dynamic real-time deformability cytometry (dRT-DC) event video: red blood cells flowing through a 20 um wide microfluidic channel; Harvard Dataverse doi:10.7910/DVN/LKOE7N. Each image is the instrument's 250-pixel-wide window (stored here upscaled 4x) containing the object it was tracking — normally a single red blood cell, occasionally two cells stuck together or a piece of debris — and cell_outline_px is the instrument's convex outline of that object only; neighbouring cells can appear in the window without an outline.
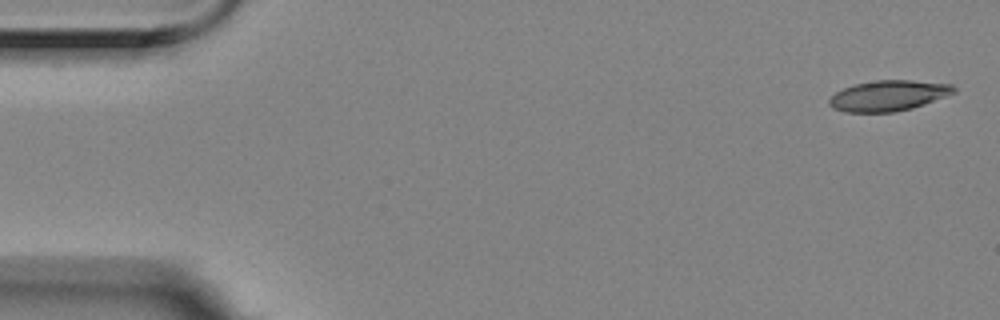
{"species": "Egyptian fruit bat (a non-hibernating species)", "species_latin": "Rousettus aegyptiacus", "temperature_condition": "room temperature", "stored_images_in_passage": 5, "camera_frame_rate_fps": 3000, "um_per_image_px": 0.085, "animal": {"sex": "female"}, "frame": {"image": 1, "passage_image": 1, "time_ms": 0.0, "image_size_px": [1000, 320], "cell_outline_px": [[956, 92], [924, 104], [912, 108], [892, 112], [844, 112], [832, 108], [828, 104], [828, 100], [836, 92], [844, 88], [856, 84], [876, 80], [912, 80], [952, 84], [956, 88]], "centroid_in_image_um": [75.51, 8.13], "position_along_channel_um": 9.5, "area_um2": 22.14}}
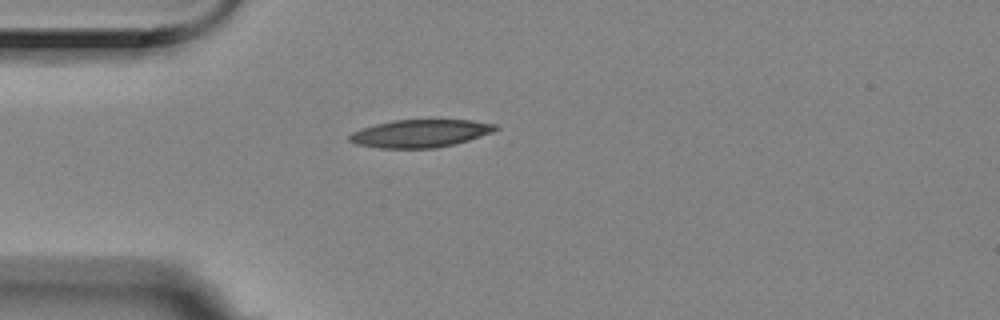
{"frame": {"image": 2, "passage_image": 4, "time_ms": 1.0, "image_size_px": [1000, 320], "cell_outline_px": [[500, 128], [492, 132], [468, 140], [436, 148], [380, 148], [356, 144], [348, 140], [348, 136], [352, 132], [360, 128], [392, 120], [472, 120], [496, 124]], "centroid_in_image_um": [35.7, 11.34], "position_along_channel_um": 49.3, "area_um2": 23.58}}